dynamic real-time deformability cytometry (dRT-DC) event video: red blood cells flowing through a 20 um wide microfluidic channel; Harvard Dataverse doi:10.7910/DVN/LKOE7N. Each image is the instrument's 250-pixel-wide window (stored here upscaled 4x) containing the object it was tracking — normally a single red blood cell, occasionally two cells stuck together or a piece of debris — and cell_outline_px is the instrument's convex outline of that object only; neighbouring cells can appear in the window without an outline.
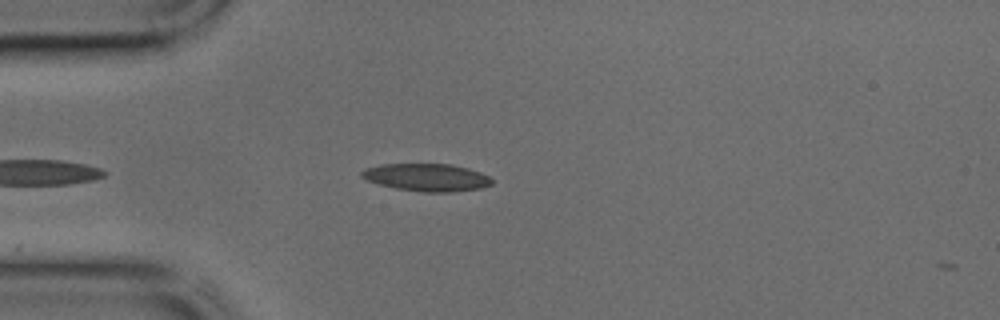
{"species": "common noctule bat (a hibernating species)", "species_latin": "Nyctalus noctula", "temperature_condition": "cold", "stored_images_in_passage": 4, "camera_frame_rate_fps": 3000, "um_per_image_px": 0.085, "animal": {"sex": "male", "body_mass_g": 17.9, "forearm_length_mm": 54.2}, "frame": {"image": 1, "passage_image": 3, "time_ms": 0.667, "image_size_px": [1000, 320], "cell_outline_px": [[492, 184], [480, 188], [452, 192], [424, 192], [396, 188], [380, 184], [368, 180], [360, 176], [360, 172], [364, 168], [380, 164], [452, 164], [468, 168], [480, 172], [488, 176], [492, 180]], "centroid_in_image_um": [36.26, 15.07], "position_along_channel_um": 48.7, "area_um2": 20.87}}